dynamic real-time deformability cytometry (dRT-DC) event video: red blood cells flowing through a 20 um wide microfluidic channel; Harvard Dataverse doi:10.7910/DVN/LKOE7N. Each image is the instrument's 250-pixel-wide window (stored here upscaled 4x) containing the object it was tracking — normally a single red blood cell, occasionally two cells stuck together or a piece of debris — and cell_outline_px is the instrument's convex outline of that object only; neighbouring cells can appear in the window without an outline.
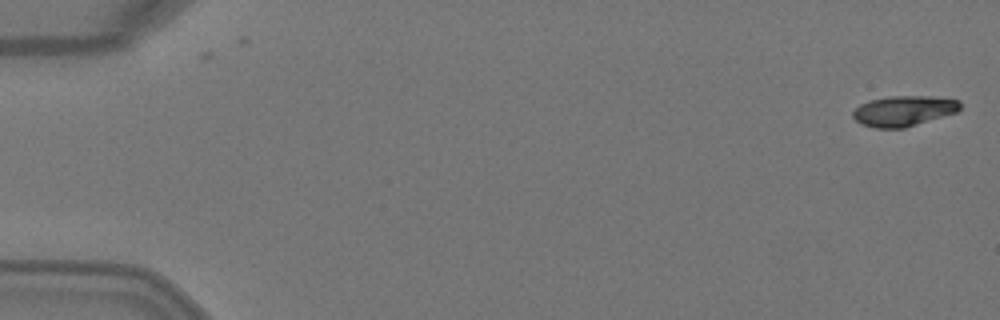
{"species": "Egyptian fruit bat (a non-hibernating species)", "species_latin": "Rousettus aegyptiacus", "temperature_condition": "warm", "stored_images_in_passage": 4, "camera_frame_rate_fps": 3000, "um_per_image_px": 0.085, "animal": {"sex": "female"}, "frame": {"image": 1, "passage_image": 1, "time_ms": 0.0, "image_size_px": [1000, 320], "cell_outline_px": [[960, 108], [956, 112], [904, 128], [876, 128], [864, 124], [856, 120], [852, 116], [852, 112], [860, 104], [872, 100], [892, 96], [928, 96], [960, 100]], "centroid_in_image_um": [76.81, 9.42], "position_along_channel_um": 8.2, "area_um2": 18.67}}
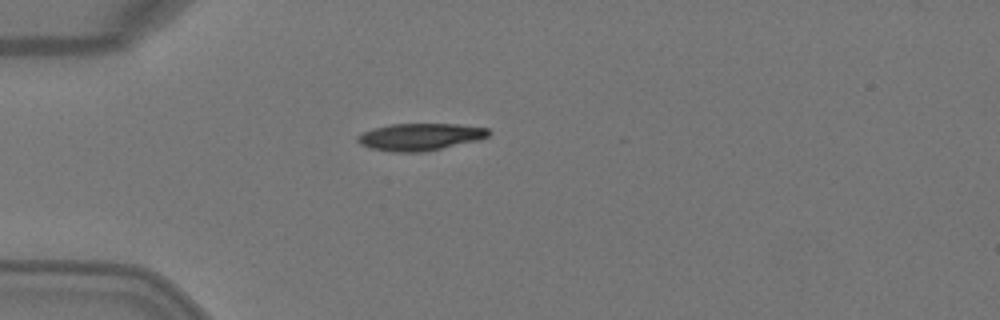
{"frame": {"image": 2, "passage_image": 4, "time_ms": 1.0, "image_size_px": [1000, 320], "cell_outline_px": [[492, 132], [488, 136], [476, 140], [424, 152], [392, 152], [368, 148], [360, 144], [356, 140], [356, 136], [372, 128], [392, 124], [456, 124], [488, 128]], "centroid_in_image_um": [35.66, 11.63], "position_along_channel_um": 49.3, "area_um2": 20.69}}